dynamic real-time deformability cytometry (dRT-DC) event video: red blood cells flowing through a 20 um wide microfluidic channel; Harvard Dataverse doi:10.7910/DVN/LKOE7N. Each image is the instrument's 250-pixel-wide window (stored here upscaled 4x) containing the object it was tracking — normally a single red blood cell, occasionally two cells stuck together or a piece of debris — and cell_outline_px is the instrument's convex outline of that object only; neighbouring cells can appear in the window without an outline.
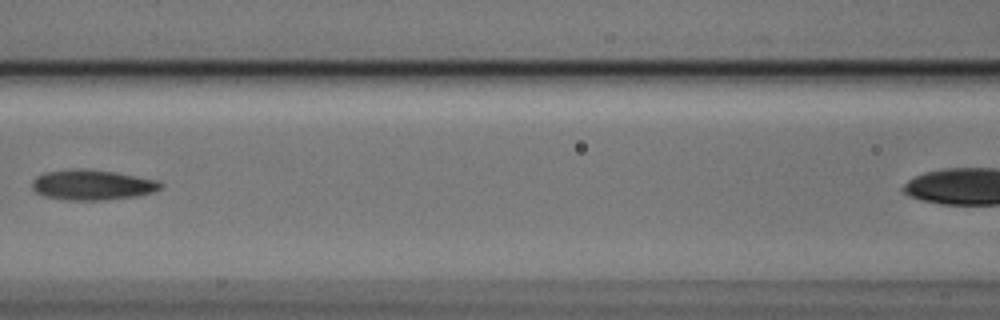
{"species": "Egyptian fruit bat (a non-hibernating species)", "species_latin": "Rousettus aegyptiacus", "temperature_condition": "cold", "stored_images_in_passage": 8, "camera_frame_rate_fps": 3000, "um_per_image_px": 0.085, "animal": {"sex": "male"}, "frame": {"image": 1, "passage_image": 5, "time_ms": 1.333, "image_size_px": [1000, 320], "cell_outline_px": [[164, 184], [160, 188], [152, 192], [136, 196], [104, 200], [68, 200], [44, 196], [36, 192], [32, 188], [32, 180], [36, 176], [44, 172], [72, 168], [76, 168], [112, 172], [160, 180]], "centroid_in_image_um": [7.82, 15.71], "position_along_channel_um": 158.8, "area_um2": 22.66}}
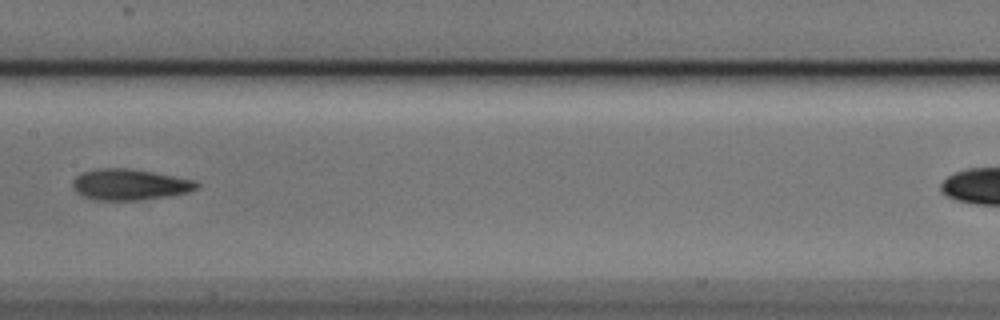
{"frame": {"image": 2, "passage_image": 6, "time_ms": 1.667, "image_size_px": [1000, 320], "cell_outline_px": [[200, 184], [196, 188], [188, 192], [168, 196], [136, 200], [92, 200], [76, 192], [72, 188], [72, 180], [76, 176], [84, 172], [96, 168], [132, 168], [196, 180]], "centroid_in_image_um": [11.0, 15.68], "position_along_channel_um": 196.4, "area_um2": 22.54}}